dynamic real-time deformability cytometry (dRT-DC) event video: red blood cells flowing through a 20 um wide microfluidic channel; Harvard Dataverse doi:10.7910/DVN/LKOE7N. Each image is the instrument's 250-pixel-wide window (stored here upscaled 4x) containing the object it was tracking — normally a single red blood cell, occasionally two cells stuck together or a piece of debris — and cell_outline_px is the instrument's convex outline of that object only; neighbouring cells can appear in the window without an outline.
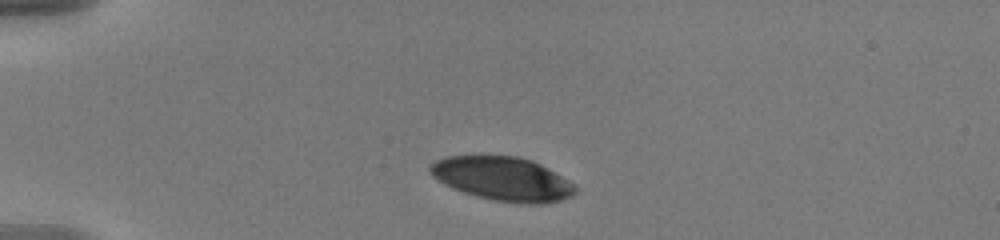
{"species": "human", "species_latin": "Homo sapiens", "temperature_condition": "warm", "stored_images_in_passage": 43, "camera_frame_rate_fps": 3000, "um_per_image_px": 0.085, "donor": {"sex": "male"}, "frame": {"image": 1, "passage_image": 1, "time_ms": 0.0, "image_size_px": [1000, 240], "cell_outline_px": [[576, 192], [572, 196], [548, 204], [520, 204], [496, 200], [476, 196], [452, 188], [444, 184], [432, 176], [428, 172], [428, 168], [436, 160], [444, 156], [516, 156], [532, 160], [540, 164], [568, 180], [576, 188]], "centroid_in_image_um": [42.71, 15.2], "position_along_channel_um": 42.3, "area_um2": 37.05}}
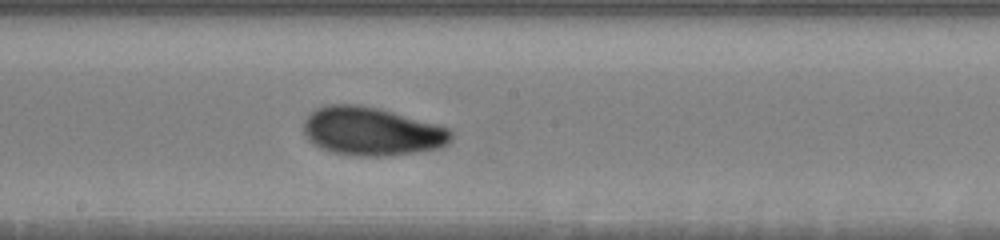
{"frame": {"image": 2, "passage_image": 19, "time_ms": 6.0, "image_size_px": [1000, 240], "cell_outline_px": [[452, 140], [448, 144], [436, 148], [416, 152], [392, 156], [356, 156], [332, 152], [320, 148], [308, 140], [304, 136], [304, 120], [316, 108], [328, 104], [360, 104], [440, 124], [452, 128]], "centroid_in_image_um": [31.61, 11.17], "position_along_channel_um": 216.6, "area_um2": 41.96}}
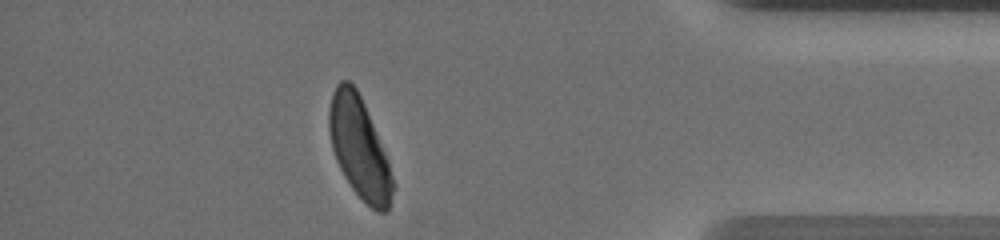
{"frame": {"image": 3, "passage_image": 37, "time_ms": 12.0, "image_size_px": [1000, 240], "cell_outline_px": [[396, 184], [388, 208], [384, 212], [376, 212], [352, 188], [344, 176], [336, 160], [332, 148], [328, 128], [328, 112], [332, 92], [336, 84], [340, 80], [348, 80], [356, 88], [364, 104], [388, 160]], "centroid_in_image_um": [30.53, 12.56], "position_along_channel_um": 404.7, "area_um2": 37.28}, "authors_computed_cell_mechanics": {"area_um2": 39.882, "velocity_mm_per_s": 3.6209, "shape_relaxation_time_tau1_ms": 4.3733, "shape_relaxation_time_tau2_ms": 1.3325, "deformation_change_tau1": 0.1597, "deformation_change_tau2": 0.0539}}